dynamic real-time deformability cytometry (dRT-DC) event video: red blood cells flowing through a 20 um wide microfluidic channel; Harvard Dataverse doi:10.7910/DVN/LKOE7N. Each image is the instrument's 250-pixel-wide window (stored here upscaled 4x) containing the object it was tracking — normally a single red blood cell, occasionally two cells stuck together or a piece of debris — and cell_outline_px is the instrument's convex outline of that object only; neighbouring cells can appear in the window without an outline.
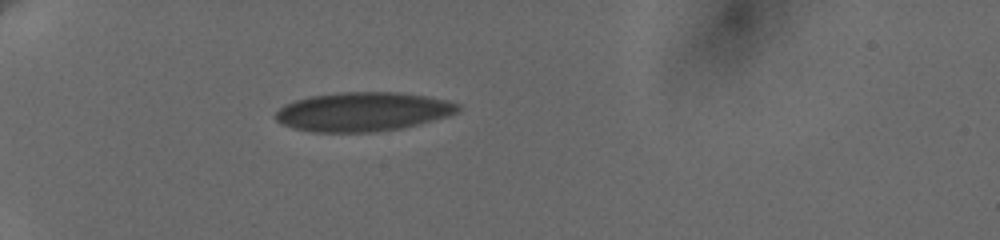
{"species": "human", "species_latin": "Homo sapiens", "temperature_condition": "cold", "stored_images_in_passage": 3, "camera_frame_rate_fps": 3000, "um_per_image_px": 0.085, "donor": {"sex": "female"}, "frame": {"image": 1, "passage_image": 1, "time_ms": 0.0, "image_size_px": [1000, 240], "cell_outline_px": [[460, 112], [448, 116], [420, 124], [400, 128], [372, 132], [312, 132], [292, 128], [280, 124], [276, 120], [276, 112], [284, 104], [296, 100], [312, 96], [340, 92], [396, 92], [428, 96], [448, 100], [460, 104]], "centroid_in_image_um": [30.87, 9.5], "position_along_channel_um": 54.1, "area_um2": 41.73}}